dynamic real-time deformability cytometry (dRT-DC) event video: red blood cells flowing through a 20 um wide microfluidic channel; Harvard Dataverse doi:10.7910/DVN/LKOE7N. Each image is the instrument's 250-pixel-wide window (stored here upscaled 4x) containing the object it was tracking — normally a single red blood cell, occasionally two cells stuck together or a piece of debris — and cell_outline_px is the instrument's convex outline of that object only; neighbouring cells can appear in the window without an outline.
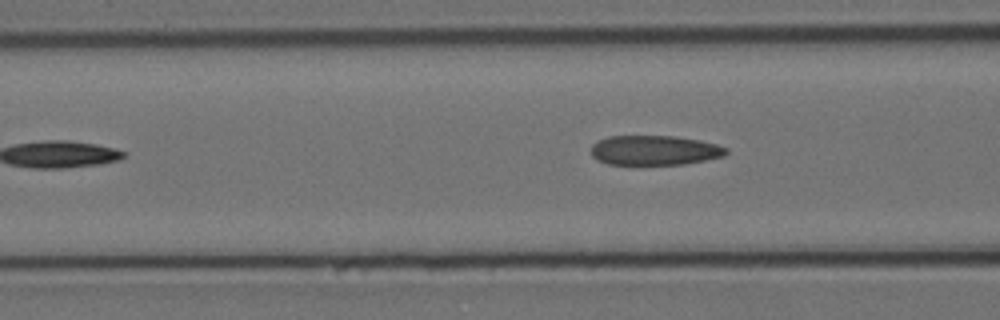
{"species": "Egyptian fruit bat (a non-hibernating species)", "species_latin": "Rousettus aegyptiacus", "temperature_condition": "cold", "stored_images_in_passage": 3, "camera_frame_rate_fps": 3000, "um_per_image_px": 0.085, "animal": {"sex": "female"}, "frame": {"image": 1, "passage_image": 3, "time_ms": 0.667, "image_size_px": [1000, 320], "cell_outline_px": [[728, 152], [724, 156], [684, 164], [608, 164], [596, 160], [592, 156], [592, 144], [608, 136], [676, 136], [700, 140], [716, 144], [728, 148]], "centroid_in_image_um": [55.64, 12.77], "position_along_channel_um": 111.0, "area_um2": 23.35}}